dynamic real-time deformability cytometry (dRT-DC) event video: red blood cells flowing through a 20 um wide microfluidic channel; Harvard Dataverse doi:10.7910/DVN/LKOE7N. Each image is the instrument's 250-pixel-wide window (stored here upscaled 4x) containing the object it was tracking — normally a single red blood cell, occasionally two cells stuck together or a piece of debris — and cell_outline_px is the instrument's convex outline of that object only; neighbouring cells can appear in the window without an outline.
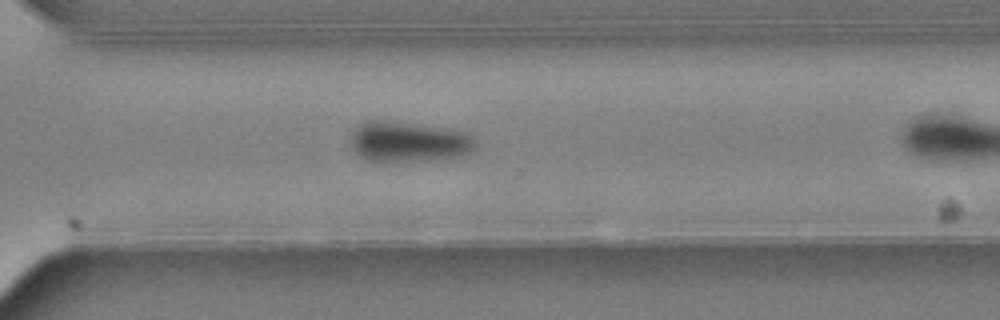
{"species": "Egyptian fruit bat (a non-hibernating species)", "species_latin": "Rousettus aegyptiacus", "temperature_condition": "warm", "stored_images_in_passage": 30, "camera_frame_rate_fps": 3000, "um_per_image_px": 0.085, "animal": {"sex": "female"}, "frame": {"image": 1, "passage_image": 26, "time_ms": 8.333, "image_size_px": [1000, 320], "cell_outline_px": [[476, 144], [472, 152], [460, 156], [384, 164], [380, 164], [368, 160], [360, 156], [352, 148], [352, 136], [356, 128], [360, 124], [368, 120], [384, 120], [444, 128], [468, 132], [476, 140]], "centroid_in_image_um": [34.72, 12.08], "position_along_channel_um": 335.9, "area_um2": 29.65}}